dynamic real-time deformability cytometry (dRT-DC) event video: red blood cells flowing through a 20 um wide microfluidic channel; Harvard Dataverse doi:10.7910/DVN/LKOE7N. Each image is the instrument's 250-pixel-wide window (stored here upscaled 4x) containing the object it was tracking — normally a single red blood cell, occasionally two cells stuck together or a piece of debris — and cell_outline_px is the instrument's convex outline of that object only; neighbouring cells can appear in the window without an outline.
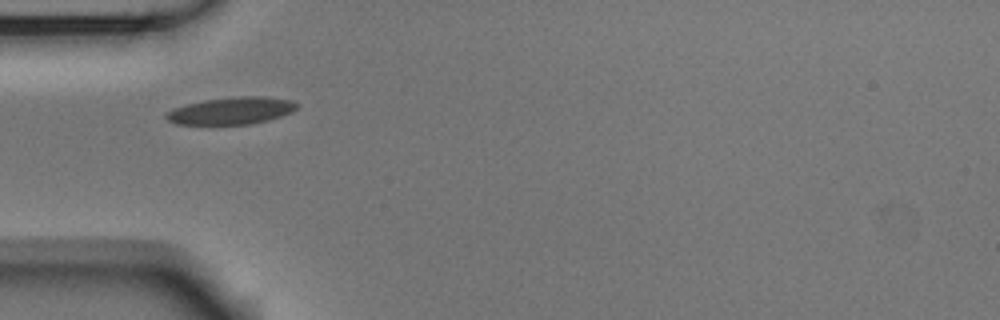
{"species": "Egyptian fruit bat (a non-hibernating species)", "species_latin": "Rousettus aegyptiacus", "temperature_condition": "room temperature", "stored_images_in_passage": 38, "camera_frame_rate_fps": 3000, "um_per_image_px": 0.085, "animal": {"sex": "male"}, "frame": {"image": 1, "passage_image": 1, "time_ms": 0.0, "image_size_px": [1000, 320], "cell_outline_px": [[300, 104], [292, 112], [268, 120], [248, 124], [176, 124], [168, 120], [164, 116], [168, 112], [176, 108], [188, 104], [204, 100], [240, 96], [264, 96], [292, 100]], "centroid_in_image_um": [19.72, 9.4], "position_along_channel_um": 65.3, "area_um2": 20.46}}
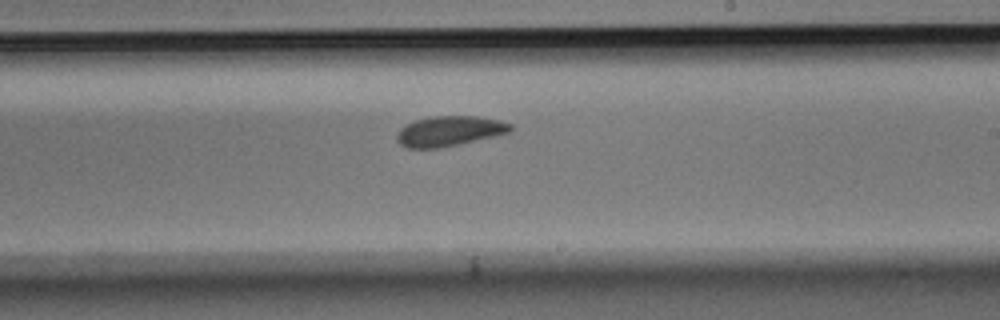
{"frame": {"image": 2, "passage_image": 16, "time_ms": 5.0, "image_size_px": [1000, 320], "cell_outline_px": [[512, 132], [496, 136], [436, 148], [408, 148], [400, 144], [396, 140], [396, 136], [400, 128], [416, 120], [432, 116], [476, 116], [500, 120], [512, 124]], "centroid_in_image_um": [38.22, 11.13], "position_along_channel_um": 250.8, "area_um2": 19.83}}
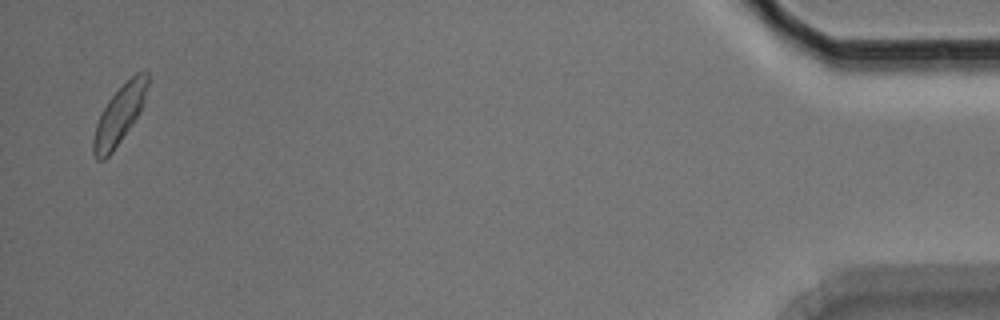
{"frame": {"image": 3, "passage_image": 37, "time_ms": 12.0, "image_size_px": [1000, 320], "cell_outline_px": [[148, 84], [144, 104], [140, 112], [132, 124], [112, 152], [104, 160], [96, 160], [92, 152], [92, 140], [96, 124], [108, 100], [136, 72], [144, 68], [148, 72]], "centroid_in_image_um": [10.16, 9.76], "position_along_channel_um": 425.0, "area_um2": 18.38}, "authors_computed_cell_mechanics": {"area_um2": 19.7965, "velocity_mm_per_s": 3.7125, "shape_relaxation_time_tau1_ms": 4.2529, "shape_relaxation_time_tau2_ms": 0.8717, "deformation_change_tau1": 0.0861, "deformation_change_tau2": 0.0524}}